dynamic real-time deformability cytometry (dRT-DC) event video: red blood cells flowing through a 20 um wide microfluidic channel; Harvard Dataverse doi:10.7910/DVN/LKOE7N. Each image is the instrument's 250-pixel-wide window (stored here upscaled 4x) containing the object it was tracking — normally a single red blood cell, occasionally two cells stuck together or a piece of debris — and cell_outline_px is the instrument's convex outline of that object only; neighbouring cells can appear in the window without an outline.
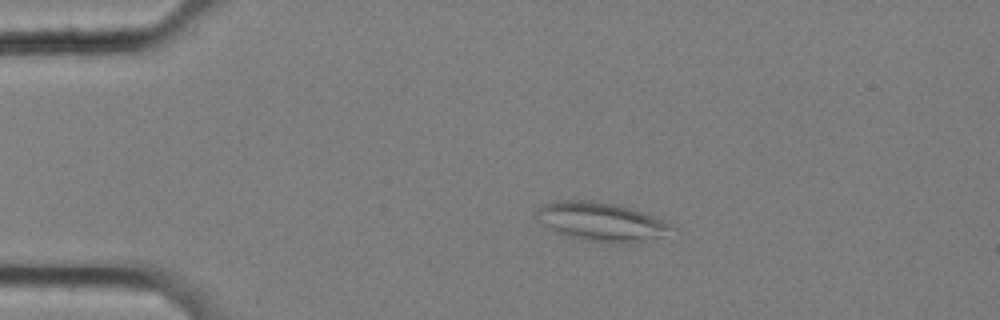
{"species": "common noctule bat (a hibernating species)", "species_latin": "Nyctalus noctula", "temperature_condition": "cold", "stored_images_in_passage": 16, "camera_frame_rate_fps": 3000, "um_per_image_px": 0.085, "animal": {"sex": "female", "body_mass_g": 25.1}, "frame": {"image": 1, "passage_image": 1, "time_ms": 0.0, "image_size_px": [1000, 320], "cell_outline_px": [[676, 228], [664, 236], [640, 244], [600, 244], [564, 236], [552, 232], [536, 220], [532, 216], [532, 212], [536, 208], [552, 200], [592, 200], [616, 204], [632, 208], [668, 220]], "centroid_in_image_um": [51.09, 18.88], "position_along_channel_um": 33.9, "area_um2": 32.48}}